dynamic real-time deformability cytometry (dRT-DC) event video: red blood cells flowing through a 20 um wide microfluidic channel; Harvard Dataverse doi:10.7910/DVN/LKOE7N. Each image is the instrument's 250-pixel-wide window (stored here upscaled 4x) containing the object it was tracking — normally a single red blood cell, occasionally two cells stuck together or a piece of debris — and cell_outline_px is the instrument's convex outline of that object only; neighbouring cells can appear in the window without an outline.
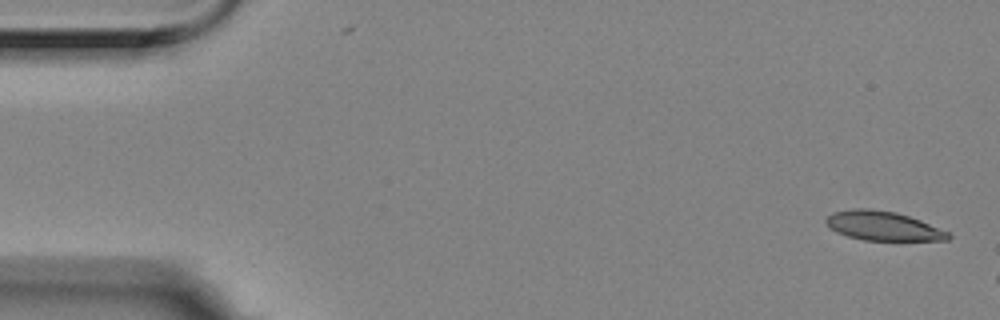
{"species": "Egyptian fruit bat (a non-hibernating species)", "species_latin": "Rousettus aegyptiacus", "temperature_condition": "room temperature", "stored_images_in_passage": 5, "segment_of_instrument_passage": [2, 2], "camera_frame_rate_fps": 3000, "um_per_image_px": 0.085, "animal": {"sex": "female"}, "frame": {"image": 1, "passage_image": 5, "time_ms": 1.333, "image_size_px": [1000, 320], "cell_outline_px": [[952, 236], [948, 240], [864, 240], [848, 236], [836, 232], [828, 228], [824, 220], [832, 212], [852, 208], [872, 208], [896, 212], [920, 220], [948, 232]], "centroid_in_image_um": [75.0, 19.19], "position_along_channel_um": 10.0, "area_um2": 20.87}}